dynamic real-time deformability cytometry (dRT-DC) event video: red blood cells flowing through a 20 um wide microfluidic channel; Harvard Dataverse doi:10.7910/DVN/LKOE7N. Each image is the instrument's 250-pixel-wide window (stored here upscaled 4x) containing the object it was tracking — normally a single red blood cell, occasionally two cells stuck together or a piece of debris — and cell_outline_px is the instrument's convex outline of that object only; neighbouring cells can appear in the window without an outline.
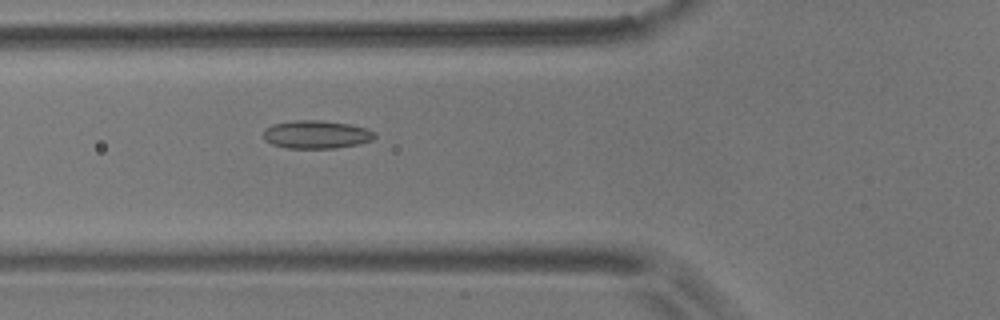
{"species": "common noctule bat (a hibernating species)", "species_latin": "Nyctalus noctula", "temperature_condition": "room temperature", "stored_images_in_passage": 50, "camera_frame_rate_fps": 3000, "um_per_image_px": 0.085, "animal": {"sex": "male", "body_mass_g": 17.9}, "frame": {"image": 1, "passage_image": 12, "time_ms": 3.667, "image_size_px": [1000, 320], "cell_outline_px": [[376, 136], [372, 140], [360, 144], [336, 148], [288, 148], [272, 144], [264, 140], [264, 132], [272, 124], [296, 120], [320, 120], [348, 124], [368, 128], [376, 132]], "centroid_in_image_um": [26.94, 11.43], "position_along_channel_um": 98.9, "area_um2": 18.26}}
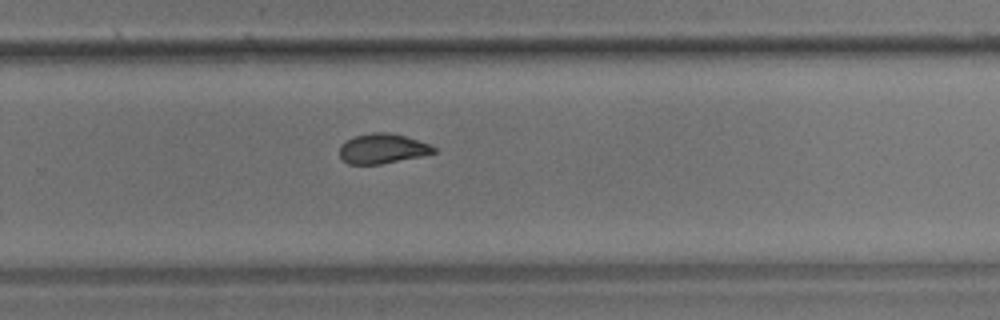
{"frame": {"image": 2, "passage_image": 29, "time_ms": 9.333, "image_size_px": [1000, 320], "cell_outline_px": [[436, 152], [420, 156], [380, 164], [348, 164], [340, 156], [340, 144], [356, 136], [372, 132], [388, 132], [404, 136], [428, 144], [436, 148]], "centroid_in_image_um": [32.49, 12.63], "position_along_channel_um": 297.3, "area_um2": 16.07}}
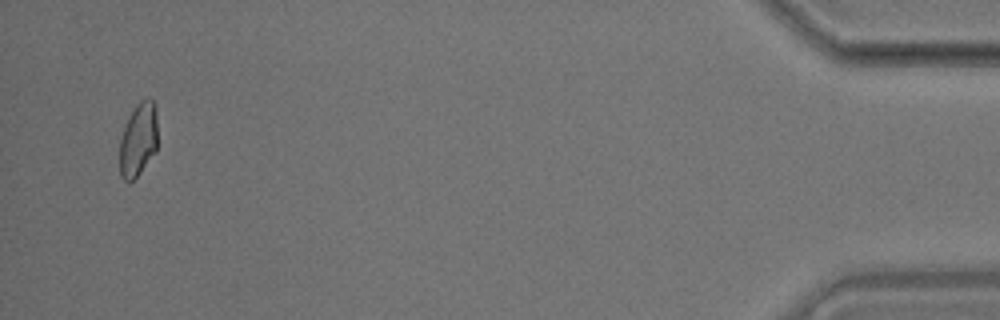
{"frame": {"image": 3, "passage_image": 48, "time_ms": 15.667, "image_size_px": [1000, 320], "cell_outline_px": [[156, 152], [140, 172], [128, 184], [120, 176], [120, 140], [128, 116], [136, 104], [140, 100], [148, 96], [152, 100], [156, 108]], "centroid_in_image_um": [11.75, 11.85], "position_along_channel_um": 423.5, "area_um2": 16.36}, "authors_computed_cell_mechanics": {"area_um2": 16.9932, "velocity_mm_per_s": 3.4926, "shape_relaxation_time_tau1_ms": null, "shape_relaxation_time_tau2_ms": 2.1341, "deformation_change_tau1": null, "deformation_change_tau2": 0.0804}}